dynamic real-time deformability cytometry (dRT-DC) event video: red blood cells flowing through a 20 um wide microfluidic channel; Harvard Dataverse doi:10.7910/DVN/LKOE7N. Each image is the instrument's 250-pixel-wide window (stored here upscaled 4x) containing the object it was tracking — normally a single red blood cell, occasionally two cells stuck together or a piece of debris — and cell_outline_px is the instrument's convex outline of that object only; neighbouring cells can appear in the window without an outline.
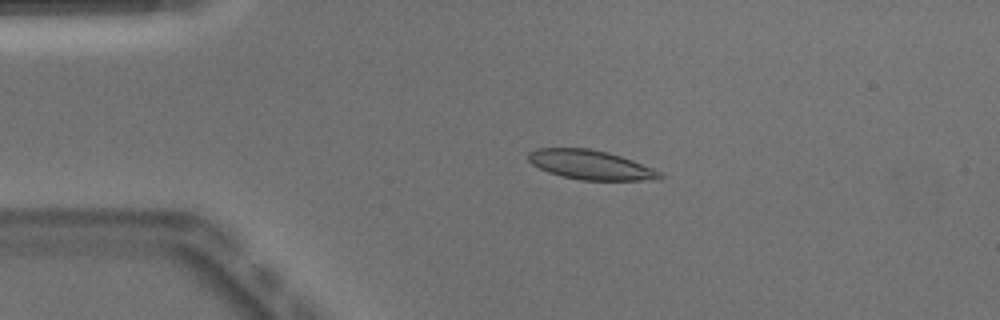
{"species": "Egyptian fruit bat (a non-hibernating species)", "species_latin": "Rousettus aegyptiacus", "temperature_condition": "warm", "stored_images_in_passage": 51, "camera_frame_rate_fps": 3000, "um_per_image_px": 0.085, "animal": {"sex": "male"}, "frame": {"image": 1, "passage_image": 11, "time_ms": 3.333, "image_size_px": [1000, 320], "cell_outline_px": [[664, 176], [660, 180], [580, 180], [548, 172], [532, 164], [528, 160], [528, 152], [536, 148], [588, 148], [608, 152], [632, 160], [652, 168], [660, 172]], "centroid_in_image_um": [50.2, 14.01], "position_along_channel_um": 34.8, "area_um2": 22.43}}
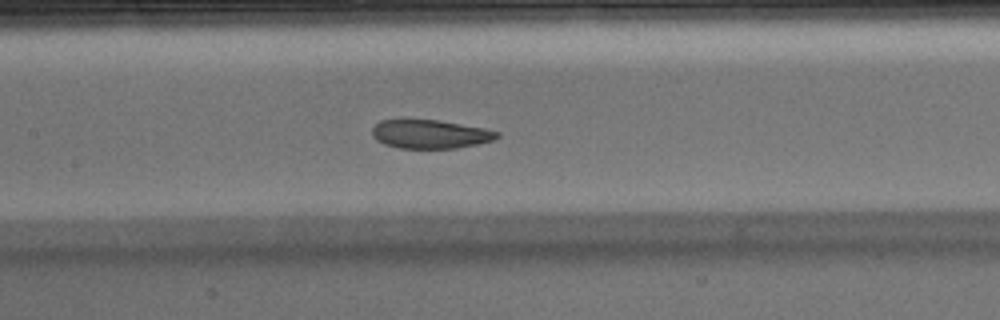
{"frame": {"image": 2, "passage_image": 24, "time_ms": 7.667, "image_size_px": [1000, 320], "cell_outline_px": [[500, 136], [496, 140], [456, 148], [400, 148], [384, 144], [376, 140], [372, 136], [372, 128], [380, 120], [436, 120], [484, 128], [500, 132]], "centroid_in_image_um": [36.57, 11.41], "position_along_channel_um": 170.8, "area_um2": 20.81}}
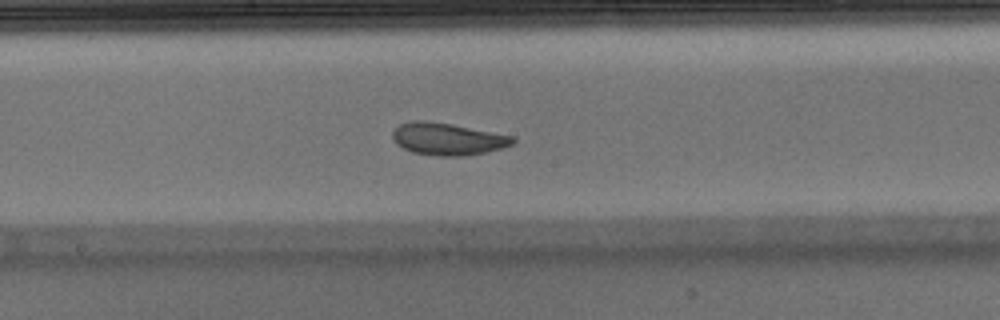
{"frame": {"image": 3, "passage_image": 27, "time_ms": 8.667, "image_size_px": [1000, 320], "cell_outline_px": [[516, 140], [512, 144], [504, 148], [464, 156], [440, 156], [412, 152], [396, 144], [392, 136], [392, 132], [400, 124], [408, 120], [428, 120], [452, 124], [516, 136]], "centroid_in_image_um": [38.06, 11.8], "position_along_channel_um": 210.1, "area_um2": 22.77}, "authors_computed_cell_mechanics": {"area_um2": 22.8888, "velocity_mm_per_s": 3.9414, "shape_relaxation_time_tau1_ms": 3.8844, "shape_relaxation_time_tau2_ms": 2.7769, "deformation_change_tau1": 0.1192, "deformation_change_tau2": 0.082}}